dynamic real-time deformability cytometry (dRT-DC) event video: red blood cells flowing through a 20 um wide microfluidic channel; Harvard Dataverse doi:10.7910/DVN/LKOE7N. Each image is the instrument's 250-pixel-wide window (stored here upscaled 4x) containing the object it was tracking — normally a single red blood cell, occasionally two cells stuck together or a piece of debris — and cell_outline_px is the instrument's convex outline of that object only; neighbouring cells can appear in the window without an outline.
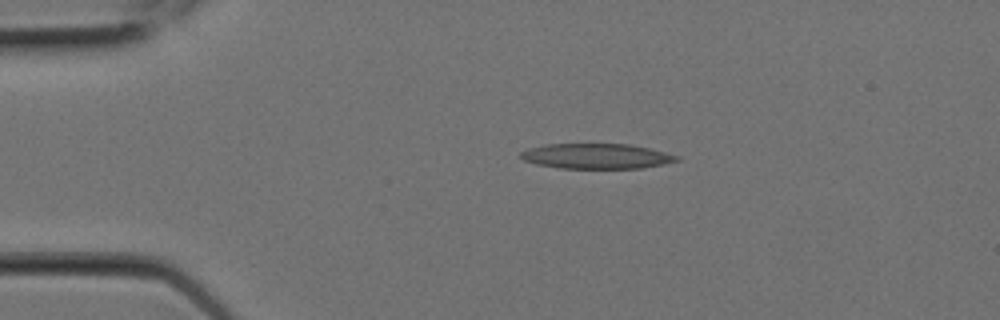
{"species": "Egyptian fruit bat (a non-hibernating species)", "species_latin": "Rousettus aegyptiacus", "temperature_condition": "room temperature", "stored_images_in_passage": 5, "camera_frame_rate_fps": 3000, "um_per_image_px": 0.085, "animal": {"sex": "female"}, "frame": {"image": 1, "passage_image": 1, "time_ms": 0.0, "image_size_px": [1000, 320], "cell_outline_px": [[680, 160], [664, 164], [644, 168], [560, 168], [536, 164], [524, 160], [520, 156], [520, 152], [528, 148], [548, 144], [628, 144], [648, 148], [680, 156]], "centroid_in_image_um": [50.71, 13.27], "position_along_channel_um": 34.3, "area_um2": 22.83}}
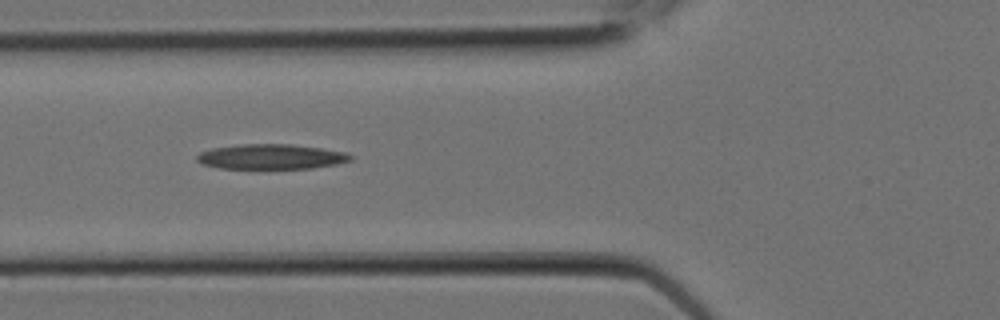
{"frame": {"image": 2, "passage_image": 4, "time_ms": 1.0, "image_size_px": [1000, 320], "cell_outline_px": [[352, 160], [336, 164], [312, 168], [220, 168], [204, 164], [196, 160], [196, 156], [200, 152], [212, 148], [240, 144], [292, 144], [320, 148], [344, 152], [352, 156]], "centroid_in_image_um": [23.03, 13.31], "position_along_channel_um": 102.8, "area_um2": 22.2}}
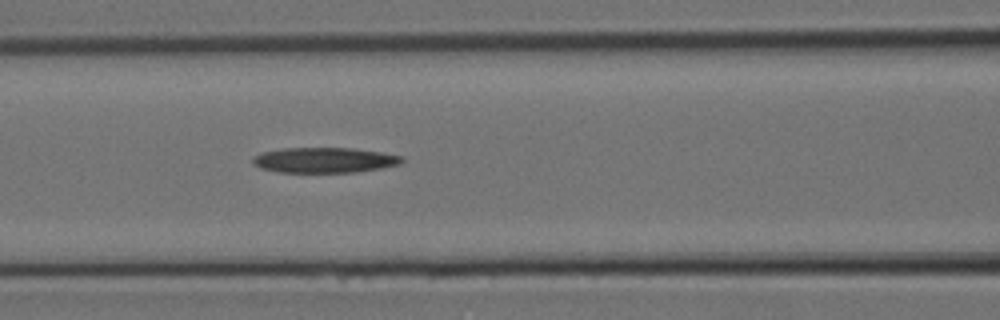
{"frame": {"image": 3, "passage_image": 5, "time_ms": 1.333, "image_size_px": [1000, 320], "cell_outline_px": [[404, 160], [400, 164], [380, 168], [356, 172], [276, 172], [260, 168], [252, 164], [252, 160], [260, 152], [284, 148], [352, 148], [384, 152], [404, 156]], "centroid_in_image_um": [27.59, 13.6], "position_along_channel_um": 139.0, "area_um2": 22.14}}